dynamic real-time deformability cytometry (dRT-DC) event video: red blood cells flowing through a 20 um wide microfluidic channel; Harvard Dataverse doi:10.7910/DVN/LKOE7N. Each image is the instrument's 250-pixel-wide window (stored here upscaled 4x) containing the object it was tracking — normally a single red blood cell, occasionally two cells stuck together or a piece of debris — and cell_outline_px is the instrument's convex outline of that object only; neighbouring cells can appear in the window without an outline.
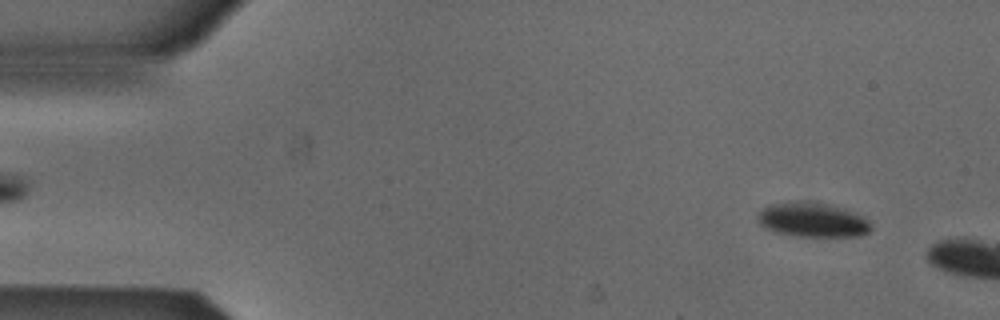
{"species": "Egyptian fruit bat (a non-hibernating species)", "species_latin": "Rousettus aegyptiacus", "temperature_condition": "cold", "stored_images_in_passage": 10, "camera_frame_rate_fps": 3000, "um_per_image_px": 0.085, "animal": {"sex": "male"}, "frame": {"image": 1, "passage_image": 4, "time_ms": 1.0, "image_size_px": [1000, 320], "cell_outline_px": [[872, 228], [868, 232], [860, 236], [792, 236], [776, 232], [764, 228], [760, 224], [756, 216], [764, 208], [772, 204], [796, 200], [824, 204], [844, 208], [856, 212], [864, 216], [872, 224]], "centroid_in_image_um": [69.08, 18.69], "position_along_channel_um": 15.9, "area_um2": 22.89}}